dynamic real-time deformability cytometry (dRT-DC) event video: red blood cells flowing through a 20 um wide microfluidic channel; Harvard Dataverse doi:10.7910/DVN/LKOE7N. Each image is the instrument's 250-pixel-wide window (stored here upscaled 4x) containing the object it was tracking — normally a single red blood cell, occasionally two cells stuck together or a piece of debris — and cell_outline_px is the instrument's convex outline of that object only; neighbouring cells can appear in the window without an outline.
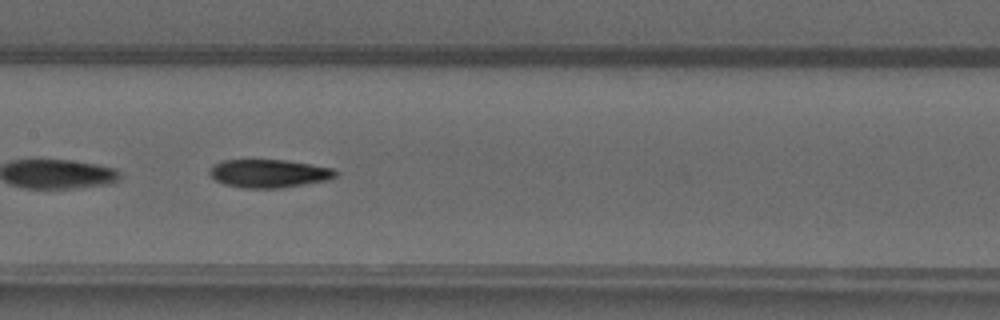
{"species": "common noctule bat (a hibernating species)", "species_latin": "Nyctalus noctula", "temperature_condition": "warm", "stored_images_in_passage": 34, "camera_frame_rate_fps": 3000, "um_per_image_px": 0.085, "animal": {"sex": "male", "forearm_length_mm": 52.5}, "frame": {"image": 1, "passage_image": 10, "time_ms": 3.0, "image_size_px": [1000, 320], "cell_outline_px": [[336, 176], [328, 180], [280, 188], [244, 188], [224, 184], [216, 180], [208, 172], [212, 164], [224, 160], [284, 160], [312, 164], [332, 168], [336, 172]], "centroid_in_image_um": [22.84, 14.74], "position_along_channel_um": 184.6, "area_um2": 20.63}, "authors_computed_cell_mechanics": {"area_um2": 20.8369, "velocity_mm_per_s": 4.1009, "shape_relaxation_time_tau1_ms": 8.2404, "shape_relaxation_time_tau2_ms": 2.5009, "deformation_change_tau1": 0.2292, "deformation_change_tau2": 0.0916}}